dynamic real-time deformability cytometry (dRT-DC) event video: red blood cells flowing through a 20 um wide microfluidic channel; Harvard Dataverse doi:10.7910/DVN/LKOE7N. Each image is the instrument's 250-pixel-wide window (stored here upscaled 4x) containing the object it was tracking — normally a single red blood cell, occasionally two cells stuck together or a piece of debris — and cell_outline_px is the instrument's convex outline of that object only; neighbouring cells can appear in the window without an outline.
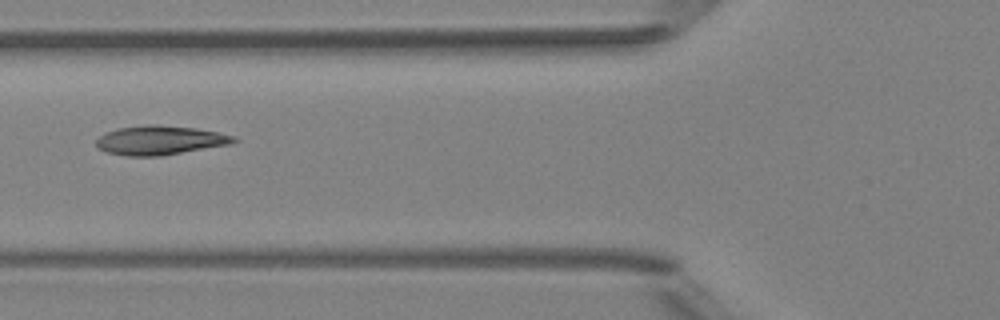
{"species": "Egyptian fruit bat (a non-hibernating species)", "species_latin": "Rousettus aegyptiacus", "temperature_condition": "room temperature", "stored_images_in_passage": 3, "camera_frame_rate_fps": 3000, "um_per_image_px": 0.085, "animal": {"sex": "female"}, "frame": {"image": 1, "passage_image": 2, "time_ms": 1.333, "image_size_px": [1000, 320], "cell_outline_px": [[240, 140], [228, 144], [160, 156], [124, 156], [108, 152], [100, 148], [96, 144], [96, 140], [104, 132], [116, 128], [148, 124], [156, 124], [196, 128], [236, 136]], "centroid_in_image_um": [13.57, 11.91], "position_along_channel_um": 112.2, "area_um2": 23.29}}
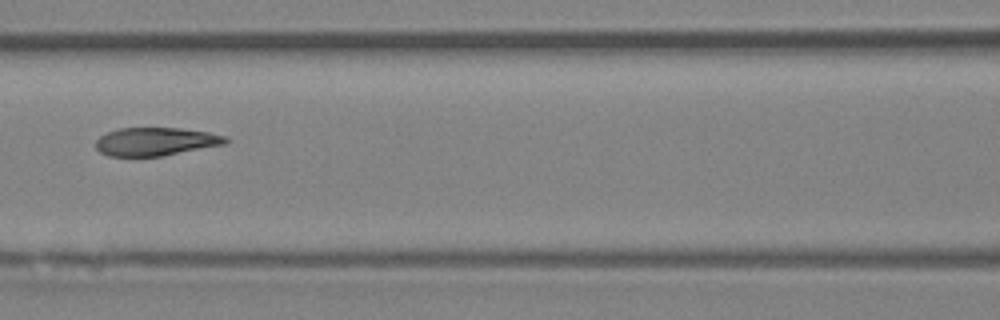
{"frame": {"image": 2, "passage_image": 3, "time_ms": 2.333, "image_size_px": [1000, 320], "cell_outline_px": [[232, 140], [224, 144], [160, 156], [108, 156], [100, 152], [96, 148], [96, 140], [100, 136], [108, 132], [120, 128], [180, 128], [208, 132], [228, 136]], "centroid_in_image_um": [13.25, 12.03], "position_along_channel_um": 153.3, "area_um2": 21.27}}